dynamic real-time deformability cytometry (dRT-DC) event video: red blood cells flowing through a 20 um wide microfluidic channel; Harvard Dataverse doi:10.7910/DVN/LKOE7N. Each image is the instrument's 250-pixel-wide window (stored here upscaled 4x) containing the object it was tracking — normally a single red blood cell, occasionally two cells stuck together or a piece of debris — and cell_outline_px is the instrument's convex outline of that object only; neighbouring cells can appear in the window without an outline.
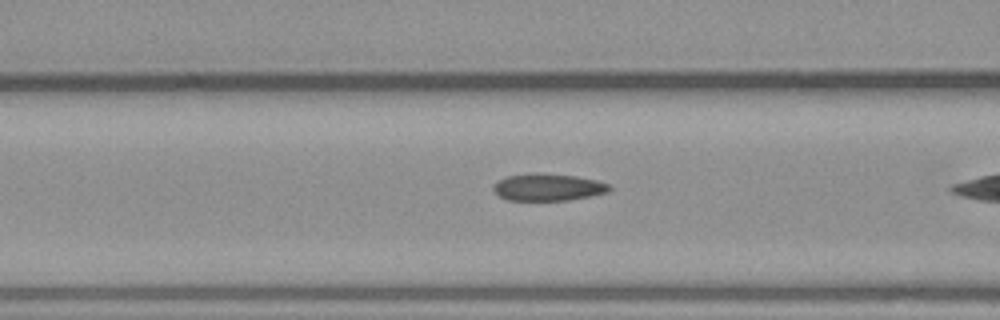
{"species": "common noctule bat (a hibernating species)", "species_latin": "Nyctalus noctula", "temperature_condition": "warm", "stored_images_in_passage": 34, "camera_frame_rate_fps": 3000, "um_per_image_px": 0.085, "animal": {"sex": "male", "body_mass_g": 23.1, "forearm_length_mm": 52.7}, "frame": {"image": 1, "passage_image": 15, "time_ms": 4.667, "image_size_px": [1000, 320], "cell_outline_px": [[612, 188], [608, 192], [568, 200], [508, 200], [500, 196], [492, 188], [500, 180], [508, 176], [536, 172], [540, 172], [576, 176], [596, 180], [608, 184]], "centroid_in_image_um": [46.6, 15.9], "position_along_channel_um": 120.0, "area_um2": 18.15}}
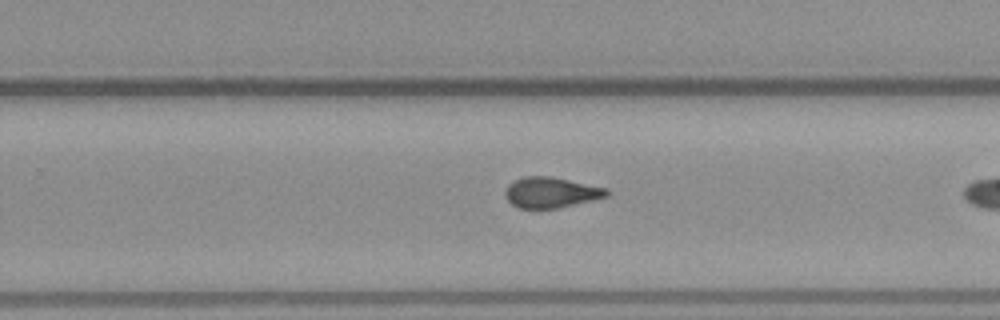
{"frame": {"image": 2, "passage_image": 27, "time_ms": 8.667, "image_size_px": [1000, 320], "cell_outline_px": [[612, 192], [608, 196], [592, 200], [556, 208], [520, 208], [512, 204], [504, 196], [504, 192], [508, 184], [524, 176], [552, 176], [608, 188]], "centroid_in_image_um": [46.85, 16.34], "position_along_channel_um": 282.9, "area_um2": 18.15}}
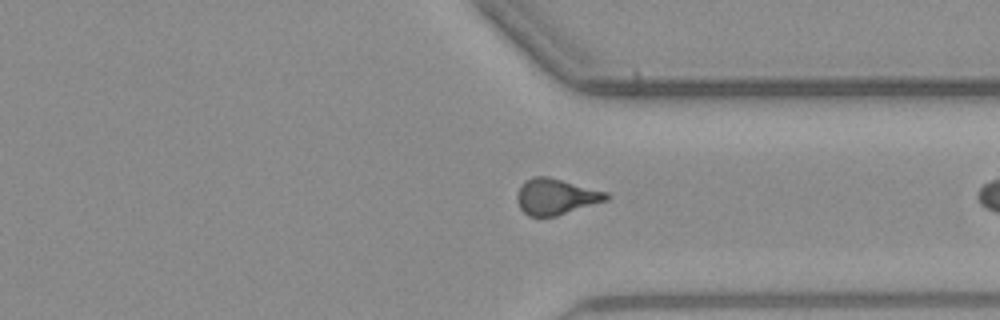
{"frame": {"image": 3, "passage_image": 33, "time_ms": 10.667, "image_size_px": [1000, 320], "cell_outline_px": [[612, 196], [608, 200], [556, 216], [528, 216], [520, 208], [516, 200], [516, 196], [524, 180], [532, 176], [548, 176], [608, 192]], "centroid_in_image_um": [47.26, 16.7], "position_along_channel_um": 364.1, "area_um2": 18.84}}